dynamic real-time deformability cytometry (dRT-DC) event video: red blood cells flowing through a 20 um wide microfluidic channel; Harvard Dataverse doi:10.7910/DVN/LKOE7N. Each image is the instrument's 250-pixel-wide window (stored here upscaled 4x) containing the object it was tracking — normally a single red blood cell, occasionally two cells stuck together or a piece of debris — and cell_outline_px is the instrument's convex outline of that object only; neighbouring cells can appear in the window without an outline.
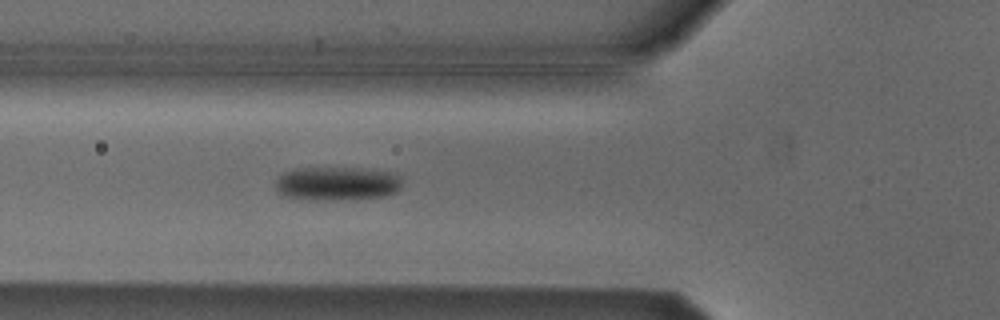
{"species": "Egyptian fruit bat (a non-hibernating species)", "species_latin": "Rousettus aegyptiacus", "temperature_condition": "cold", "stored_images_in_passage": 5, "camera_frame_rate_fps": 3000, "um_per_image_px": 0.085, "animal": {"sex": "male"}, "frame": {"image": 1, "passage_image": 5, "time_ms": 1.333, "image_size_px": [1000, 320], "cell_outline_px": [[400, 188], [396, 192], [384, 196], [356, 200], [304, 200], [284, 196], [276, 188], [276, 180], [280, 176], [296, 168], [356, 168], [396, 172], [400, 180]], "centroid_in_image_um": [28.67, 15.62], "position_along_channel_um": 97.1, "area_um2": 25.14}}